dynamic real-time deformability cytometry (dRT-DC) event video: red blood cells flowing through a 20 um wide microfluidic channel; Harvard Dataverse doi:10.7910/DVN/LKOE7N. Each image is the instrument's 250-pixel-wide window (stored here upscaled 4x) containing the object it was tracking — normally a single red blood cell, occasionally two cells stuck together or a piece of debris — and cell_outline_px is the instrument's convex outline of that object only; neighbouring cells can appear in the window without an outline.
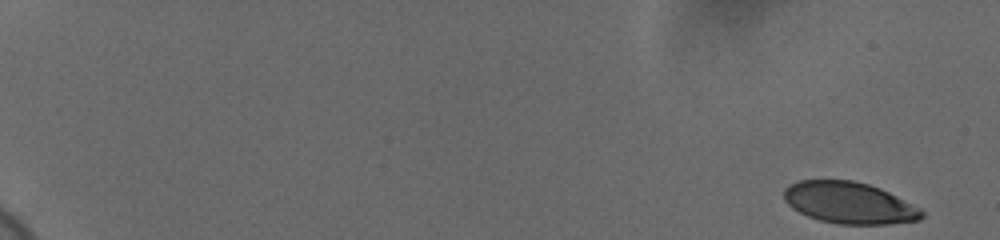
{"species": "human", "species_latin": "Homo sapiens", "temperature_condition": "cold", "stored_images_in_passage": 57, "camera_frame_rate_fps": 3000, "um_per_image_px": 0.085, "donor": {"sex": "female"}, "frame": {"image": 1, "passage_image": 1, "time_ms": 0.0, "image_size_px": [1000, 240], "cell_outline_px": [[924, 216], [920, 220], [888, 224], [836, 224], [820, 220], [808, 216], [792, 208], [784, 200], [784, 188], [788, 184], [800, 180], [852, 180], [868, 184], [880, 188], [920, 208], [924, 212]], "centroid_in_image_um": [72.17, 17.24], "position_along_channel_um": 12.8, "area_um2": 33.41}}
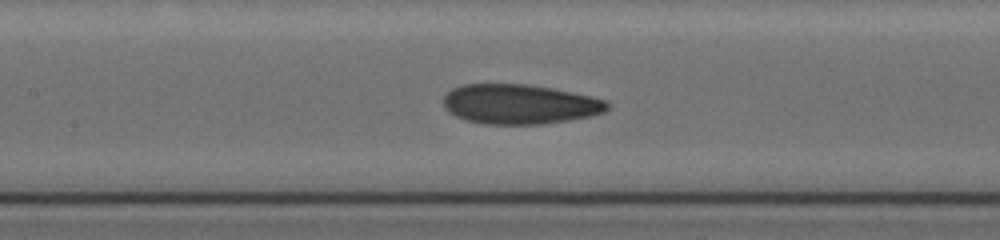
{"frame": {"image": 2, "passage_image": 30, "time_ms": 9.667, "image_size_px": [1000, 240], "cell_outline_px": [[608, 108], [604, 112], [592, 116], [568, 120], [540, 124], [484, 124], [464, 120], [448, 112], [444, 108], [444, 96], [452, 88], [464, 84], [528, 84], [552, 88], [608, 100]], "centroid_in_image_um": [44.15, 8.86], "position_along_channel_um": 163.2, "area_um2": 38.03}}
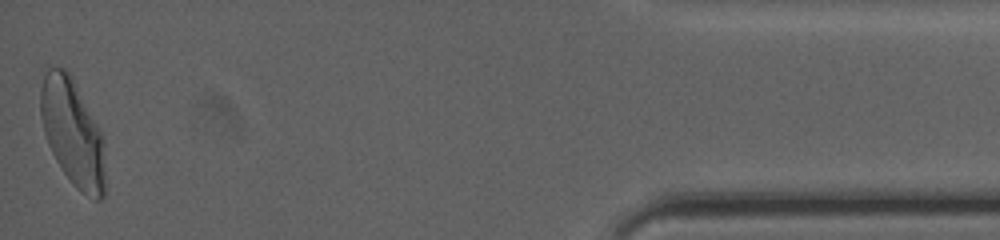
{"frame": {"image": 3, "passage_image": 57, "time_ms": 18.667, "image_size_px": [1000, 240], "cell_outline_px": [[104, 196], [100, 200], [96, 200], [80, 192], [72, 184], [56, 160], [48, 144], [44, 132], [40, 116], [40, 88], [44, 76], [48, 68], [64, 68], [72, 76], [104, 140]], "centroid_in_image_um": [6.16, 11.29], "position_along_channel_um": 429.0, "area_um2": 39.82}, "authors_computed_cell_mechanics": {"area_um2": 37.3966, "velocity_mm_per_s": 3.6862, "shape_relaxation_time_tau1_ms": 5.9216, "shape_relaxation_time_tau2_ms": 1.4058, "deformation_change_tau1": 0.1901, "deformation_change_tau2": 0.0884}}